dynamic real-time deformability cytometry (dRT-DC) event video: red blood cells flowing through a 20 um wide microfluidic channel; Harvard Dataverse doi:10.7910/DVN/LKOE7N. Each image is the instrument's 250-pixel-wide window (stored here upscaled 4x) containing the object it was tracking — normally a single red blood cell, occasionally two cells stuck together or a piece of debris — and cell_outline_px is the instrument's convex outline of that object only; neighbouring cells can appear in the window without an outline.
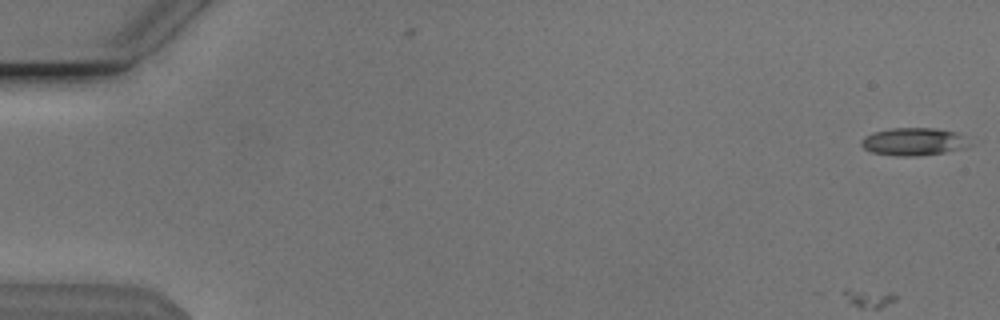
{"species": "Egyptian fruit bat (a non-hibernating species)", "species_latin": "Rousettus aegyptiacus", "temperature_condition": "cold", "stored_images_in_passage": 17, "camera_frame_rate_fps": 3000, "um_per_image_px": 0.085, "animal": {"sex": "male"}, "frame": {"image": 1, "passage_image": 2, "time_ms": 0.333, "image_size_px": [1000, 320], "cell_outline_px": [[964, 148], [944, 152], [916, 156], [900, 156], [872, 152], [864, 148], [860, 144], [860, 140], [864, 136], [876, 132], [892, 128], [932, 128], [956, 132], [964, 144]], "centroid_in_image_um": [77.51, 12.04], "position_along_channel_um": 7.5, "area_um2": 16.76}}